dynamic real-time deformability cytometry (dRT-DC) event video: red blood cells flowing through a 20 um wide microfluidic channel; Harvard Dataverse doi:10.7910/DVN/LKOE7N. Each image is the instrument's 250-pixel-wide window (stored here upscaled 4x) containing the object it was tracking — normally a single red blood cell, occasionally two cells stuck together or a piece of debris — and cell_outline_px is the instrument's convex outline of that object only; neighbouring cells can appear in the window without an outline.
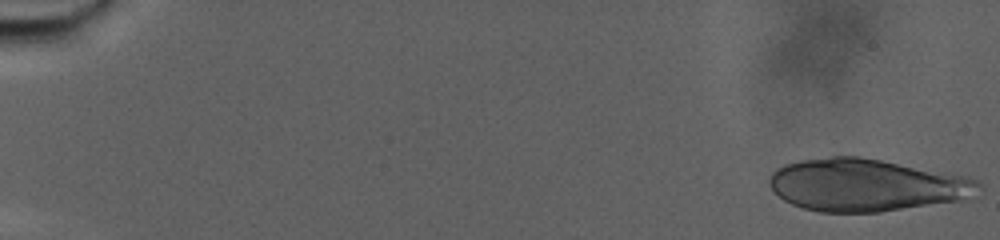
{"species": "human", "species_latin": "Homo sapiens", "temperature_condition": "warm", "stored_images_in_passage": 32, "camera_frame_rate_fps": 3000, "um_per_image_px": 0.085, "donor": {"sex": "male"}, "frame": {"image": 1, "passage_image": 1, "time_ms": 0.0, "image_size_px": [1000, 240], "cell_outline_px": [[980, 184], [960, 200], [880, 212], [820, 212], [804, 208], [792, 204], [784, 200], [768, 184], [768, 180], [772, 172], [776, 168], [784, 164], [800, 160], [832, 156], [860, 156], [968, 176], [976, 180]], "centroid_in_image_um": [73.53, 15.71], "position_along_channel_um": 11.5, "area_um2": 63.23}}
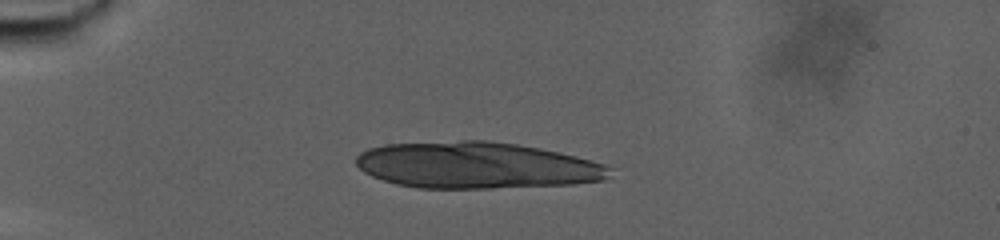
{"frame": {"image": 2, "passage_image": 22, "time_ms": 7.0, "image_size_px": [1000, 240], "cell_outline_px": [[616, 168], [604, 180], [572, 184], [492, 188], [416, 188], [396, 184], [372, 176], [364, 172], [356, 164], [356, 156], [360, 152], [368, 148], [384, 144], [460, 140], [488, 140], [516, 144], [540, 148], [576, 156], [604, 164]], "centroid_in_image_um": [40.5, 14.05], "position_along_channel_um": 44.5, "area_um2": 69.13}}